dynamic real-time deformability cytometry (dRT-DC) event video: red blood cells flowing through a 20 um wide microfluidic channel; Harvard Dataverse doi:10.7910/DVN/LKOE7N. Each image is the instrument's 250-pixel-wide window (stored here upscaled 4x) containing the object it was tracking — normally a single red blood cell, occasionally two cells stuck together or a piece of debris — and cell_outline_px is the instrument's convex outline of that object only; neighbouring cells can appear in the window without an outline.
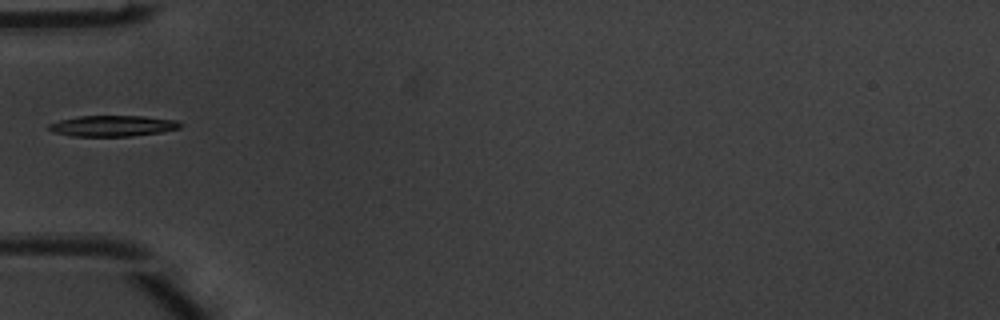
{"species": "common noctule bat (a hibernating species)", "species_latin": "Nyctalus noctula", "temperature_condition": "warm", "stored_images_in_passage": 34, "camera_frame_rate_fps": 3000, "um_per_image_px": 0.085, "animal": {"sex": "male", "body_mass_g": 20.1, "forearm_length_mm": 53.5}, "frame": {"image": 1, "passage_image": 1, "time_ms": 0.0, "image_size_px": [1000, 320], "cell_outline_px": [[184, 124], [180, 128], [160, 132], [132, 136], [72, 136], [56, 132], [48, 128], [48, 124], [60, 120], [80, 116], [144, 116], [176, 120]], "centroid_in_image_um": [9.62, 10.69], "position_along_channel_um": 75.4, "area_um2": 15.9}}
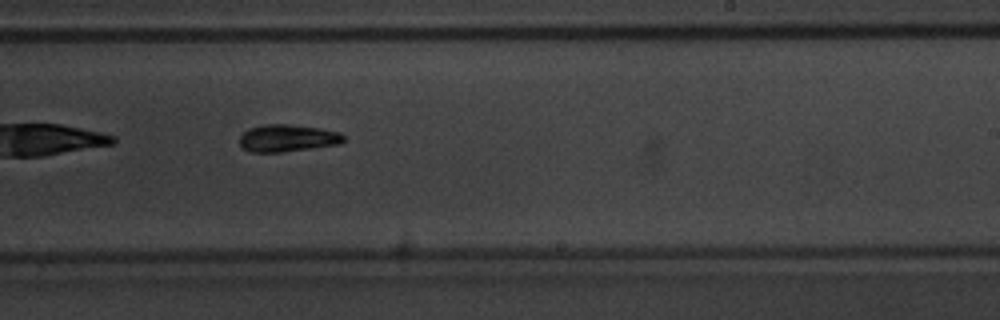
{"frame": {"image": 2, "passage_image": 15, "time_ms": 4.667, "image_size_px": [1000, 320], "cell_outline_px": [[344, 140], [340, 144], [312, 148], [280, 152], [248, 152], [240, 144], [240, 136], [248, 128], [264, 124], [288, 124], [320, 128], [340, 132], [344, 136]], "centroid_in_image_um": [24.43, 11.74], "position_along_channel_um": 264.6, "area_um2": 16.53}}
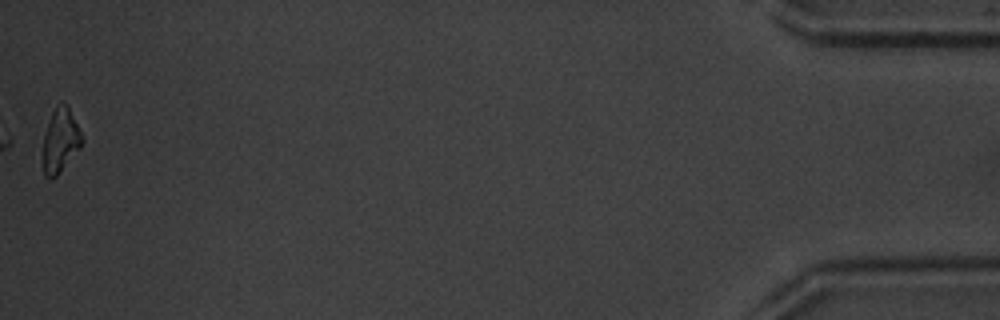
{"frame": {"image": 3, "passage_image": 34, "time_ms": 11.0, "image_size_px": [1000, 320], "cell_outline_px": [[84, 140], [80, 148], [56, 176], [44, 176], [44, 136], [52, 112], [56, 104], [60, 100], [68, 104]], "centroid_in_image_um": [5.16, 11.86], "position_along_channel_um": 430.0, "area_um2": 14.28}}